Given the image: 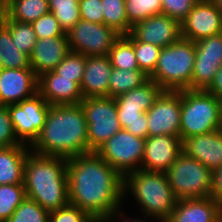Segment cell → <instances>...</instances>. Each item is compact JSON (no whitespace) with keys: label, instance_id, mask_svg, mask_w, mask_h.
I'll list each match as a JSON object with an SVG mask.
<instances>
[{"label":"cell","instance_id":"6da1fadb","mask_svg":"<svg viewBox=\"0 0 222 222\" xmlns=\"http://www.w3.org/2000/svg\"><path fill=\"white\" fill-rule=\"evenodd\" d=\"M69 203L97 222H111L120 215L124 177L96 152L67 159ZM119 212V213H118Z\"/></svg>","mask_w":222,"mask_h":222},{"label":"cell","instance_id":"7a4b0ae2","mask_svg":"<svg viewBox=\"0 0 222 222\" xmlns=\"http://www.w3.org/2000/svg\"><path fill=\"white\" fill-rule=\"evenodd\" d=\"M87 127L80 104L50 105L46 122L29 148L39 155L67 159L88 154Z\"/></svg>","mask_w":222,"mask_h":222},{"label":"cell","instance_id":"3957f363","mask_svg":"<svg viewBox=\"0 0 222 222\" xmlns=\"http://www.w3.org/2000/svg\"><path fill=\"white\" fill-rule=\"evenodd\" d=\"M26 197L49 213L69 203L67 158L30 151L24 166Z\"/></svg>","mask_w":222,"mask_h":222},{"label":"cell","instance_id":"277c9868","mask_svg":"<svg viewBox=\"0 0 222 222\" xmlns=\"http://www.w3.org/2000/svg\"><path fill=\"white\" fill-rule=\"evenodd\" d=\"M131 192L145 217L166 222L178 199L170 188L165 172L139 169L124 177V196ZM148 215V216H147Z\"/></svg>","mask_w":222,"mask_h":222},{"label":"cell","instance_id":"5b68a950","mask_svg":"<svg viewBox=\"0 0 222 222\" xmlns=\"http://www.w3.org/2000/svg\"><path fill=\"white\" fill-rule=\"evenodd\" d=\"M222 129V101L206 90H181L180 138Z\"/></svg>","mask_w":222,"mask_h":222},{"label":"cell","instance_id":"8992f818","mask_svg":"<svg viewBox=\"0 0 222 222\" xmlns=\"http://www.w3.org/2000/svg\"><path fill=\"white\" fill-rule=\"evenodd\" d=\"M195 42L181 38L161 49L154 72L149 76L163 90L191 89Z\"/></svg>","mask_w":222,"mask_h":222},{"label":"cell","instance_id":"52a82bcc","mask_svg":"<svg viewBox=\"0 0 222 222\" xmlns=\"http://www.w3.org/2000/svg\"><path fill=\"white\" fill-rule=\"evenodd\" d=\"M165 174L178 200L212 195L213 171L183 152Z\"/></svg>","mask_w":222,"mask_h":222},{"label":"cell","instance_id":"ba28073f","mask_svg":"<svg viewBox=\"0 0 222 222\" xmlns=\"http://www.w3.org/2000/svg\"><path fill=\"white\" fill-rule=\"evenodd\" d=\"M88 124L89 153L122 129L117 117V106L111 97H85L80 101Z\"/></svg>","mask_w":222,"mask_h":222},{"label":"cell","instance_id":"9c48e42d","mask_svg":"<svg viewBox=\"0 0 222 222\" xmlns=\"http://www.w3.org/2000/svg\"><path fill=\"white\" fill-rule=\"evenodd\" d=\"M145 141L146 139L121 129L95 152L125 177L129 173L141 169Z\"/></svg>","mask_w":222,"mask_h":222},{"label":"cell","instance_id":"30bf717a","mask_svg":"<svg viewBox=\"0 0 222 222\" xmlns=\"http://www.w3.org/2000/svg\"><path fill=\"white\" fill-rule=\"evenodd\" d=\"M119 36L112 27L82 19L67 32L70 51L84 56L108 55Z\"/></svg>","mask_w":222,"mask_h":222},{"label":"cell","instance_id":"8fae6325","mask_svg":"<svg viewBox=\"0 0 222 222\" xmlns=\"http://www.w3.org/2000/svg\"><path fill=\"white\" fill-rule=\"evenodd\" d=\"M7 107L17 139L30 146L46 122L50 105L39 93H36L31 98Z\"/></svg>","mask_w":222,"mask_h":222},{"label":"cell","instance_id":"7c38bea8","mask_svg":"<svg viewBox=\"0 0 222 222\" xmlns=\"http://www.w3.org/2000/svg\"><path fill=\"white\" fill-rule=\"evenodd\" d=\"M146 116L148 137L180 136L181 90H163Z\"/></svg>","mask_w":222,"mask_h":222},{"label":"cell","instance_id":"4fadbf2b","mask_svg":"<svg viewBox=\"0 0 222 222\" xmlns=\"http://www.w3.org/2000/svg\"><path fill=\"white\" fill-rule=\"evenodd\" d=\"M191 90H206L222 65V33L195 42Z\"/></svg>","mask_w":222,"mask_h":222},{"label":"cell","instance_id":"5bb4252c","mask_svg":"<svg viewBox=\"0 0 222 222\" xmlns=\"http://www.w3.org/2000/svg\"><path fill=\"white\" fill-rule=\"evenodd\" d=\"M182 38L197 42L222 33V13L209 1L199 0L181 23Z\"/></svg>","mask_w":222,"mask_h":222},{"label":"cell","instance_id":"9a60e30c","mask_svg":"<svg viewBox=\"0 0 222 222\" xmlns=\"http://www.w3.org/2000/svg\"><path fill=\"white\" fill-rule=\"evenodd\" d=\"M130 33L138 41L161 48L170 46L182 38L181 23L165 14L153 15L136 23Z\"/></svg>","mask_w":222,"mask_h":222},{"label":"cell","instance_id":"2e32d148","mask_svg":"<svg viewBox=\"0 0 222 222\" xmlns=\"http://www.w3.org/2000/svg\"><path fill=\"white\" fill-rule=\"evenodd\" d=\"M38 77L32 68H4L0 72V106L18 104L38 93Z\"/></svg>","mask_w":222,"mask_h":222},{"label":"cell","instance_id":"e0dca14e","mask_svg":"<svg viewBox=\"0 0 222 222\" xmlns=\"http://www.w3.org/2000/svg\"><path fill=\"white\" fill-rule=\"evenodd\" d=\"M182 153L180 136L157 135L147 137L141 169L166 172Z\"/></svg>","mask_w":222,"mask_h":222},{"label":"cell","instance_id":"ac0fdd59","mask_svg":"<svg viewBox=\"0 0 222 222\" xmlns=\"http://www.w3.org/2000/svg\"><path fill=\"white\" fill-rule=\"evenodd\" d=\"M37 87L49 105L80 104L84 98L80 85L73 78L62 77L54 70L40 75Z\"/></svg>","mask_w":222,"mask_h":222},{"label":"cell","instance_id":"d6986e66","mask_svg":"<svg viewBox=\"0 0 222 222\" xmlns=\"http://www.w3.org/2000/svg\"><path fill=\"white\" fill-rule=\"evenodd\" d=\"M182 152L212 171L222 167V129L184 138Z\"/></svg>","mask_w":222,"mask_h":222},{"label":"cell","instance_id":"ffe728a7","mask_svg":"<svg viewBox=\"0 0 222 222\" xmlns=\"http://www.w3.org/2000/svg\"><path fill=\"white\" fill-rule=\"evenodd\" d=\"M69 52L67 35L38 39L30 55L31 68L39 77L53 71Z\"/></svg>","mask_w":222,"mask_h":222},{"label":"cell","instance_id":"44dd1931","mask_svg":"<svg viewBox=\"0 0 222 222\" xmlns=\"http://www.w3.org/2000/svg\"><path fill=\"white\" fill-rule=\"evenodd\" d=\"M222 206L212 197L180 199L166 222H220Z\"/></svg>","mask_w":222,"mask_h":222},{"label":"cell","instance_id":"7402d4cb","mask_svg":"<svg viewBox=\"0 0 222 222\" xmlns=\"http://www.w3.org/2000/svg\"><path fill=\"white\" fill-rule=\"evenodd\" d=\"M112 65L107 55L86 56V64L81 80L83 97H108L109 79Z\"/></svg>","mask_w":222,"mask_h":222},{"label":"cell","instance_id":"603a6c76","mask_svg":"<svg viewBox=\"0 0 222 222\" xmlns=\"http://www.w3.org/2000/svg\"><path fill=\"white\" fill-rule=\"evenodd\" d=\"M29 145L0 148V185L23 184L24 166Z\"/></svg>","mask_w":222,"mask_h":222},{"label":"cell","instance_id":"cb8c5ba5","mask_svg":"<svg viewBox=\"0 0 222 222\" xmlns=\"http://www.w3.org/2000/svg\"><path fill=\"white\" fill-rule=\"evenodd\" d=\"M163 89L152 79H148L141 86L134 88L115 99L116 105L143 107V113L147 112L161 94Z\"/></svg>","mask_w":222,"mask_h":222},{"label":"cell","instance_id":"d4e9b609","mask_svg":"<svg viewBox=\"0 0 222 222\" xmlns=\"http://www.w3.org/2000/svg\"><path fill=\"white\" fill-rule=\"evenodd\" d=\"M148 79L149 77L141 70H124L113 67L109 79L108 97L116 98L141 86Z\"/></svg>","mask_w":222,"mask_h":222},{"label":"cell","instance_id":"484cf974","mask_svg":"<svg viewBox=\"0 0 222 222\" xmlns=\"http://www.w3.org/2000/svg\"><path fill=\"white\" fill-rule=\"evenodd\" d=\"M0 60L4 68H31L30 56L18 49L5 25L0 27Z\"/></svg>","mask_w":222,"mask_h":222},{"label":"cell","instance_id":"4316f807","mask_svg":"<svg viewBox=\"0 0 222 222\" xmlns=\"http://www.w3.org/2000/svg\"><path fill=\"white\" fill-rule=\"evenodd\" d=\"M114 68L139 70L133 47V35H120L107 55Z\"/></svg>","mask_w":222,"mask_h":222},{"label":"cell","instance_id":"83f0119b","mask_svg":"<svg viewBox=\"0 0 222 222\" xmlns=\"http://www.w3.org/2000/svg\"><path fill=\"white\" fill-rule=\"evenodd\" d=\"M48 0H9V19L32 23L49 13Z\"/></svg>","mask_w":222,"mask_h":222},{"label":"cell","instance_id":"f1b7e54d","mask_svg":"<svg viewBox=\"0 0 222 222\" xmlns=\"http://www.w3.org/2000/svg\"><path fill=\"white\" fill-rule=\"evenodd\" d=\"M116 106L117 117L122 129L129 131L134 136L146 139L148 137V126L146 112L143 113V107Z\"/></svg>","mask_w":222,"mask_h":222},{"label":"cell","instance_id":"f546056e","mask_svg":"<svg viewBox=\"0 0 222 222\" xmlns=\"http://www.w3.org/2000/svg\"><path fill=\"white\" fill-rule=\"evenodd\" d=\"M104 24L112 27L120 35L130 34L132 26L128 22L125 0H101Z\"/></svg>","mask_w":222,"mask_h":222},{"label":"cell","instance_id":"4dcf8cb0","mask_svg":"<svg viewBox=\"0 0 222 222\" xmlns=\"http://www.w3.org/2000/svg\"><path fill=\"white\" fill-rule=\"evenodd\" d=\"M49 10L67 33L79 20V0H48Z\"/></svg>","mask_w":222,"mask_h":222},{"label":"cell","instance_id":"1f68e13d","mask_svg":"<svg viewBox=\"0 0 222 222\" xmlns=\"http://www.w3.org/2000/svg\"><path fill=\"white\" fill-rule=\"evenodd\" d=\"M25 198L23 184L0 185V222H6Z\"/></svg>","mask_w":222,"mask_h":222},{"label":"cell","instance_id":"d6a6232c","mask_svg":"<svg viewBox=\"0 0 222 222\" xmlns=\"http://www.w3.org/2000/svg\"><path fill=\"white\" fill-rule=\"evenodd\" d=\"M126 15L133 27L153 15L162 14L161 0H125Z\"/></svg>","mask_w":222,"mask_h":222},{"label":"cell","instance_id":"836d02e7","mask_svg":"<svg viewBox=\"0 0 222 222\" xmlns=\"http://www.w3.org/2000/svg\"><path fill=\"white\" fill-rule=\"evenodd\" d=\"M5 26L9 29L12 41L18 49L30 56L38 40L32 24L8 19Z\"/></svg>","mask_w":222,"mask_h":222},{"label":"cell","instance_id":"e575fe53","mask_svg":"<svg viewBox=\"0 0 222 222\" xmlns=\"http://www.w3.org/2000/svg\"><path fill=\"white\" fill-rule=\"evenodd\" d=\"M133 47L139 70L149 77L155 70L162 48L151 43L138 41L134 36Z\"/></svg>","mask_w":222,"mask_h":222},{"label":"cell","instance_id":"d590c367","mask_svg":"<svg viewBox=\"0 0 222 222\" xmlns=\"http://www.w3.org/2000/svg\"><path fill=\"white\" fill-rule=\"evenodd\" d=\"M6 222H49V212L26 197Z\"/></svg>","mask_w":222,"mask_h":222},{"label":"cell","instance_id":"8d00e7d4","mask_svg":"<svg viewBox=\"0 0 222 222\" xmlns=\"http://www.w3.org/2000/svg\"><path fill=\"white\" fill-rule=\"evenodd\" d=\"M85 64L86 56L70 51L54 71L62 77L73 78L75 82L81 85Z\"/></svg>","mask_w":222,"mask_h":222},{"label":"cell","instance_id":"74e56055","mask_svg":"<svg viewBox=\"0 0 222 222\" xmlns=\"http://www.w3.org/2000/svg\"><path fill=\"white\" fill-rule=\"evenodd\" d=\"M37 39L67 35L51 12L31 23Z\"/></svg>","mask_w":222,"mask_h":222},{"label":"cell","instance_id":"f35d334b","mask_svg":"<svg viewBox=\"0 0 222 222\" xmlns=\"http://www.w3.org/2000/svg\"><path fill=\"white\" fill-rule=\"evenodd\" d=\"M49 222H97L88 213L68 203L49 213Z\"/></svg>","mask_w":222,"mask_h":222},{"label":"cell","instance_id":"ab89813d","mask_svg":"<svg viewBox=\"0 0 222 222\" xmlns=\"http://www.w3.org/2000/svg\"><path fill=\"white\" fill-rule=\"evenodd\" d=\"M199 0H161L162 14L182 23Z\"/></svg>","mask_w":222,"mask_h":222},{"label":"cell","instance_id":"60d3db41","mask_svg":"<svg viewBox=\"0 0 222 222\" xmlns=\"http://www.w3.org/2000/svg\"><path fill=\"white\" fill-rule=\"evenodd\" d=\"M22 144L16 137L7 106H0V148Z\"/></svg>","mask_w":222,"mask_h":222},{"label":"cell","instance_id":"b9f144b4","mask_svg":"<svg viewBox=\"0 0 222 222\" xmlns=\"http://www.w3.org/2000/svg\"><path fill=\"white\" fill-rule=\"evenodd\" d=\"M80 19L92 23L104 24L101 0H79Z\"/></svg>","mask_w":222,"mask_h":222},{"label":"cell","instance_id":"7bdbcfd3","mask_svg":"<svg viewBox=\"0 0 222 222\" xmlns=\"http://www.w3.org/2000/svg\"><path fill=\"white\" fill-rule=\"evenodd\" d=\"M211 196L222 206V167L213 171V188Z\"/></svg>","mask_w":222,"mask_h":222},{"label":"cell","instance_id":"ee69618b","mask_svg":"<svg viewBox=\"0 0 222 222\" xmlns=\"http://www.w3.org/2000/svg\"><path fill=\"white\" fill-rule=\"evenodd\" d=\"M222 101V65L218 69L211 85L206 89Z\"/></svg>","mask_w":222,"mask_h":222},{"label":"cell","instance_id":"f6af8a7d","mask_svg":"<svg viewBox=\"0 0 222 222\" xmlns=\"http://www.w3.org/2000/svg\"><path fill=\"white\" fill-rule=\"evenodd\" d=\"M9 19V0H0V27Z\"/></svg>","mask_w":222,"mask_h":222},{"label":"cell","instance_id":"bcb514c9","mask_svg":"<svg viewBox=\"0 0 222 222\" xmlns=\"http://www.w3.org/2000/svg\"><path fill=\"white\" fill-rule=\"evenodd\" d=\"M222 13V0H209Z\"/></svg>","mask_w":222,"mask_h":222},{"label":"cell","instance_id":"7dc6e473","mask_svg":"<svg viewBox=\"0 0 222 222\" xmlns=\"http://www.w3.org/2000/svg\"><path fill=\"white\" fill-rule=\"evenodd\" d=\"M124 222H147L146 221V219H145V221H144V219L143 220H136V219H133V221L131 220V221H129L128 219H124ZM158 222H160V221H158Z\"/></svg>","mask_w":222,"mask_h":222},{"label":"cell","instance_id":"c3c4849f","mask_svg":"<svg viewBox=\"0 0 222 222\" xmlns=\"http://www.w3.org/2000/svg\"><path fill=\"white\" fill-rule=\"evenodd\" d=\"M4 69L3 65H2V62L0 60V72Z\"/></svg>","mask_w":222,"mask_h":222}]
</instances>
